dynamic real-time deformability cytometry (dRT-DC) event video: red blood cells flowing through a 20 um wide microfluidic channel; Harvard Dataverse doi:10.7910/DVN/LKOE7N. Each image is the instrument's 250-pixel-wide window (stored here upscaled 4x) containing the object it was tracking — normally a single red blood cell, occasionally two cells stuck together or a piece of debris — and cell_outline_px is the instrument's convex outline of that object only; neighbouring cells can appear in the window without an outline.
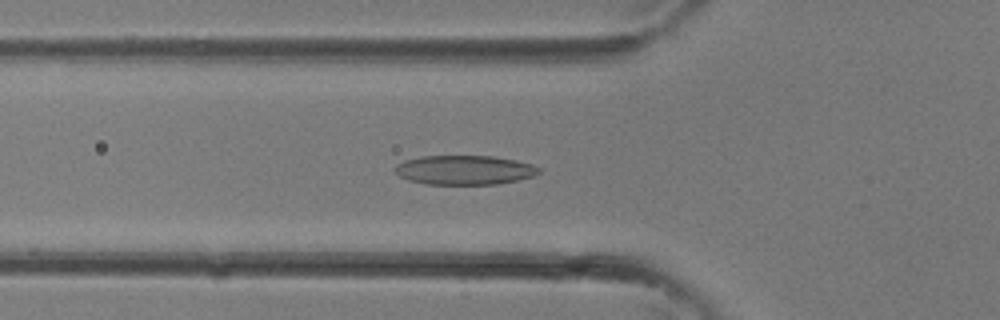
{"species": "common noctule bat (a hibernating species)", "species_latin": "Nyctalus noctula", "temperature_condition": "room temperature", "stored_images_in_passage": 31, "camera_frame_rate_fps": 3000, "um_per_image_px": 0.085, "animal": {"sex": "female"}, "frame": {"image": 1, "passage_image": 9, "time_ms": 2.667, "image_size_px": [1000, 320], "cell_outline_px": [[540, 172], [532, 176], [516, 180], [496, 184], [424, 184], [408, 180], [400, 176], [392, 168], [396, 164], [404, 160], [420, 156], [492, 156], [516, 160], [532, 164], [540, 168]], "centroid_in_image_um": [39.44, 14.44], "position_along_channel_um": 86.4, "area_um2": 24.62}}
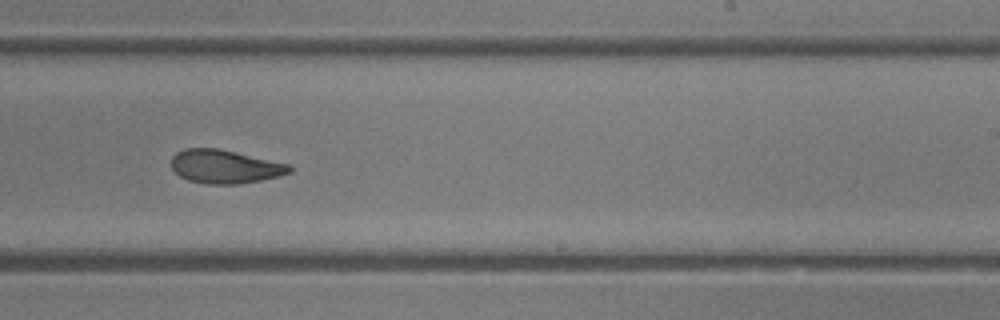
{"frame": {"image": 2, "passage_image": 18, "time_ms": 5.667, "image_size_px": [1000, 320], "cell_outline_px": [[292, 172], [280, 176], [260, 180], [236, 184], [204, 184], [188, 180], [180, 176], [172, 168], [172, 156], [176, 152], [184, 148], [216, 148], [288, 164], [292, 168]], "centroid_in_image_um": [19.09, 14.16], "position_along_channel_um": 269.9, "area_um2": 22.89}}
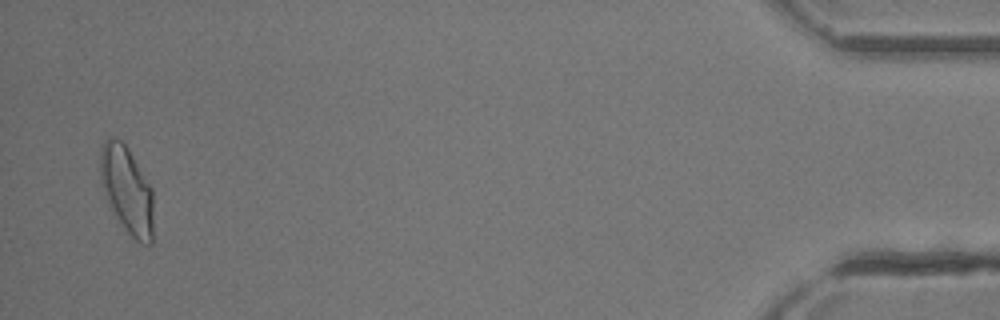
{"frame": {"image": 3, "passage_image": 30, "time_ms": 9.667, "image_size_px": [1000, 320], "cell_outline_px": [[152, 244], [140, 244], [128, 232], [116, 216], [108, 204], [104, 192], [100, 172], [100, 156], [104, 140], [108, 136], [120, 140], [128, 148], [152, 188]], "centroid_in_image_um": [10.79, 16.13], "position_along_channel_um": 424.4, "area_um2": 26.65}}